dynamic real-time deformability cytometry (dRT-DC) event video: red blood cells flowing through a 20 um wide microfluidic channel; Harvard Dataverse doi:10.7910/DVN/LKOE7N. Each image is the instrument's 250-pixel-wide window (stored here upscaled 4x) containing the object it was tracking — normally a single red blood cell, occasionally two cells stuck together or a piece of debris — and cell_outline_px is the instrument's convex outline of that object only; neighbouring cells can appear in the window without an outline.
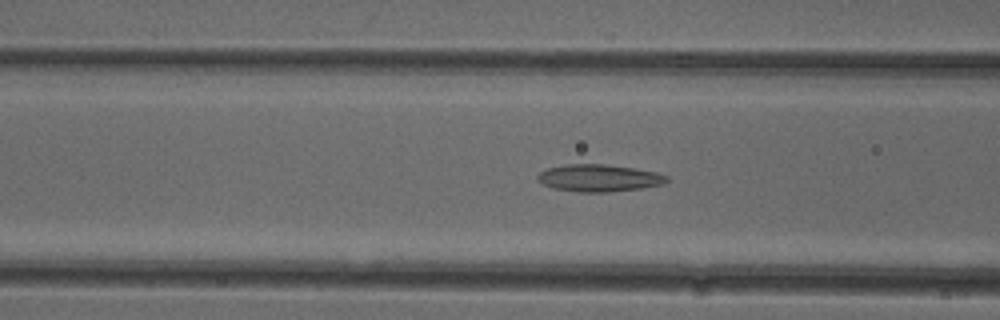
{"species": "common noctule bat (a hibernating species)", "species_latin": "Nyctalus noctula", "temperature_condition": "cold", "stored_images_in_passage": 45, "camera_frame_rate_fps": 3000, "um_per_image_px": 0.085, "animal": {"sex": "female"}, "frame": {"image": 1, "passage_image": 13, "time_ms": 4.0, "image_size_px": [1000, 320], "cell_outline_px": [[668, 180], [664, 184], [640, 188], [608, 192], [580, 192], [552, 188], [536, 180], [536, 176], [540, 172], [548, 168], [564, 164], [604, 164], [636, 168], [656, 172], [668, 176]], "centroid_in_image_um": [50.9, 15.12], "position_along_channel_um": 115.7, "area_um2": 20.52}}
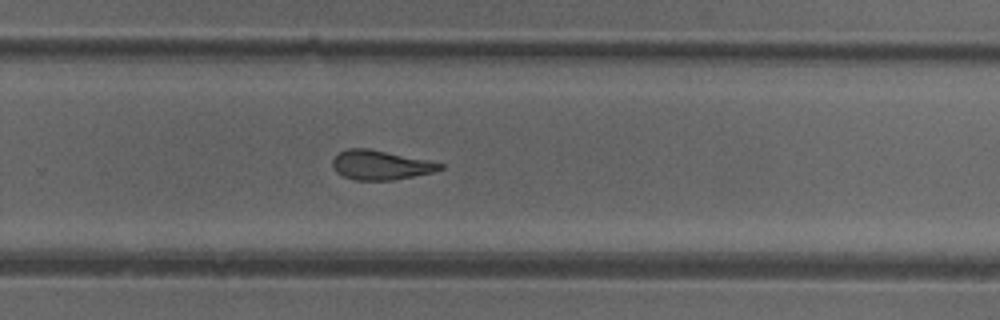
{"frame": {"image": 2, "passage_image": 27, "time_ms": 8.667, "image_size_px": [1000, 320], "cell_outline_px": [[444, 168], [432, 172], [396, 180], [356, 180], [344, 176], [336, 172], [332, 164], [332, 160], [340, 152], [348, 148], [368, 148], [428, 160], [444, 164]], "centroid_in_image_um": [32.35, 14.03], "position_along_channel_um": 297.4, "area_um2": 18.32}}
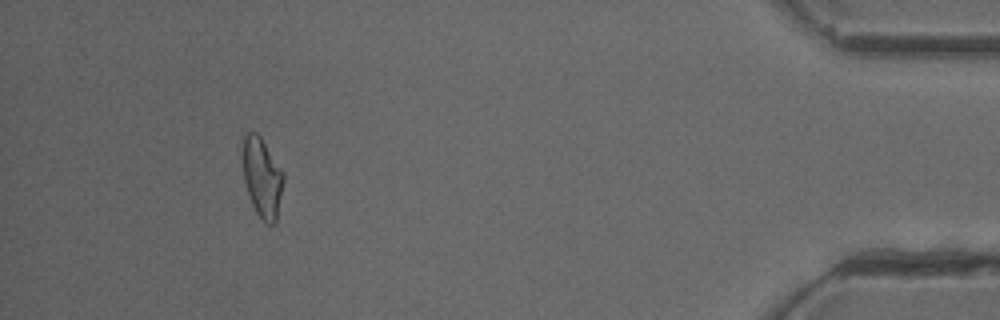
{"frame": {"image": 3, "passage_image": 41, "time_ms": 13.333, "image_size_px": [1000, 320], "cell_outline_px": [[284, 180], [276, 224], [268, 224], [256, 212], [252, 204], [244, 180], [244, 136], [248, 132], [256, 132], [260, 136], [284, 172]], "centroid_in_image_um": [22.32, 15.11], "position_along_channel_um": 412.9, "area_um2": 18.55}, "authors_computed_cell_mechanics": {"area_um2": 19.2474, "velocity_mm_per_s": 3.891, "shape_relaxation_time_tau1_ms": null, "shape_relaxation_time_tau2_ms": 3.5194, "deformation_change_tau1": null, "deformation_change_tau2": 0.1352}}